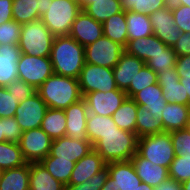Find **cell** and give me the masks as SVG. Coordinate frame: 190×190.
<instances>
[{
    "label": "cell",
    "mask_w": 190,
    "mask_h": 190,
    "mask_svg": "<svg viewBox=\"0 0 190 190\" xmlns=\"http://www.w3.org/2000/svg\"><path fill=\"white\" fill-rule=\"evenodd\" d=\"M50 59L54 74L78 79L85 64L84 47L69 35L56 36Z\"/></svg>",
    "instance_id": "6da1fadb"
},
{
    "label": "cell",
    "mask_w": 190,
    "mask_h": 190,
    "mask_svg": "<svg viewBox=\"0 0 190 190\" xmlns=\"http://www.w3.org/2000/svg\"><path fill=\"white\" fill-rule=\"evenodd\" d=\"M48 108L65 110L83 99L78 79L52 74L37 88Z\"/></svg>",
    "instance_id": "7a4b0ae2"
},
{
    "label": "cell",
    "mask_w": 190,
    "mask_h": 190,
    "mask_svg": "<svg viewBox=\"0 0 190 190\" xmlns=\"http://www.w3.org/2000/svg\"><path fill=\"white\" fill-rule=\"evenodd\" d=\"M138 137L118 128L100 135V140L93 146V149L106 162L127 161L137 153Z\"/></svg>",
    "instance_id": "3957f363"
},
{
    "label": "cell",
    "mask_w": 190,
    "mask_h": 190,
    "mask_svg": "<svg viewBox=\"0 0 190 190\" xmlns=\"http://www.w3.org/2000/svg\"><path fill=\"white\" fill-rule=\"evenodd\" d=\"M81 10L79 0H51L40 19L54 37L67 36Z\"/></svg>",
    "instance_id": "277c9868"
},
{
    "label": "cell",
    "mask_w": 190,
    "mask_h": 190,
    "mask_svg": "<svg viewBox=\"0 0 190 190\" xmlns=\"http://www.w3.org/2000/svg\"><path fill=\"white\" fill-rule=\"evenodd\" d=\"M54 36L41 19L22 24L18 46L29 56L50 57Z\"/></svg>",
    "instance_id": "5b68a950"
},
{
    "label": "cell",
    "mask_w": 190,
    "mask_h": 190,
    "mask_svg": "<svg viewBox=\"0 0 190 190\" xmlns=\"http://www.w3.org/2000/svg\"><path fill=\"white\" fill-rule=\"evenodd\" d=\"M137 153L152 163L168 169L176 156L170 132L145 135L138 138Z\"/></svg>",
    "instance_id": "8992f818"
},
{
    "label": "cell",
    "mask_w": 190,
    "mask_h": 190,
    "mask_svg": "<svg viewBox=\"0 0 190 190\" xmlns=\"http://www.w3.org/2000/svg\"><path fill=\"white\" fill-rule=\"evenodd\" d=\"M82 96L94 91L108 92L119 90L116 86L113 70L103 66L85 63L78 77Z\"/></svg>",
    "instance_id": "52a82bcc"
},
{
    "label": "cell",
    "mask_w": 190,
    "mask_h": 190,
    "mask_svg": "<svg viewBox=\"0 0 190 190\" xmlns=\"http://www.w3.org/2000/svg\"><path fill=\"white\" fill-rule=\"evenodd\" d=\"M124 51L122 45L103 35L84 47L85 63L113 69Z\"/></svg>",
    "instance_id": "ba28073f"
},
{
    "label": "cell",
    "mask_w": 190,
    "mask_h": 190,
    "mask_svg": "<svg viewBox=\"0 0 190 190\" xmlns=\"http://www.w3.org/2000/svg\"><path fill=\"white\" fill-rule=\"evenodd\" d=\"M17 70L18 79L36 89L54 73L50 57L29 56L24 53H21Z\"/></svg>",
    "instance_id": "9c48e42d"
},
{
    "label": "cell",
    "mask_w": 190,
    "mask_h": 190,
    "mask_svg": "<svg viewBox=\"0 0 190 190\" xmlns=\"http://www.w3.org/2000/svg\"><path fill=\"white\" fill-rule=\"evenodd\" d=\"M52 139L41 128L24 131L19 140V147L28 163L40 162L50 153Z\"/></svg>",
    "instance_id": "30bf717a"
},
{
    "label": "cell",
    "mask_w": 190,
    "mask_h": 190,
    "mask_svg": "<svg viewBox=\"0 0 190 190\" xmlns=\"http://www.w3.org/2000/svg\"><path fill=\"white\" fill-rule=\"evenodd\" d=\"M47 108L44 100L36 92L28 99L19 103L14 118L23 132L40 128Z\"/></svg>",
    "instance_id": "8fae6325"
},
{
    "label": "cell",
    "mask_w": 190,
    "mask_h": 190,
    "mask_svg": "<svg viewBox=\"0 0 190 190\" xmlns=\"http://www.w3.org/2000/svg\"><path fill=\"white\" fill-rule=\"evenodd\" d=\"M122 90H111L108 92L94 91L83 96L89 113L112 117L113 113L121 106L127 98Z\"/></svg>",
    "instance_id": "7c38bea8"
},
{
    "label": "cell",
    "mask_w": 190,
    "mask_h": 190,
    "mask_svg": "<svg viewBox=\"0 0 190 190\" xmlns=\"http://www.w3.org/2000/svg\"><path fill=\"white\" fill-rule=\"evenodd\" d=\"M153 34L167 46L172 47L182 33L172 16L171 3L149 15Z\"/></svg>",
    "instance_id": "4fadbf2b"
},
{
    "label": "cell",
    "mask_w": 190,
    "mask_h": 190,
    "mask_svg": "<svg viewBox=\"0 0 190 190\" xmlns=\"http://www.w3.org/2000/svg\"><path fill=\"white\" fill-rule=\"evenodd\" d=\"M91 150H93V145L88 139L77 140L63 136L52 140L49 155L77 162Z\"/></svg>",
    "instance_id": "5bb4252c"
},
{
    "label": "cell",
    "mask_w": 190,
    "mask_h": 190,
    "mask_svg": "<svg viewBox=\"0 0 190 190\" xmlns=\"http://www.w3.org/2000/svg\"><path fill=\"white\" fill-rule=\"evenodd\" d=\"M103 35V24L97 22L91 16L87 15L83 10H81L72 23L69 33V36L76 40L83 47L95 42Z\"/></svg>",
    "instance_id": "9a60e30c"
},
{
    "label": "cell",
    "mask_w": 190,
    "mask_h": 190,
    "mask_svg": "<svg viewBox=\"0 0 190 190\" xmlns=\"http://www.w3.org/2000/svg\"><path fill=\"white\" fill-rule=\"evenodd\" d=\"M144 65L145 62L143 60L124 51L118 63L112 69L117 88L126 92L130 84H134L137 73Z\"/></svg>",
    "instance_id": "2e32d148"
},
{
    "label": "cell",
    "mask_w": 190,
    "mask_h": 190,
    "mask_svg": "<svg viewBox=\"0 0 190 190\" xmlns=\"http://www.w3.org/2000/svg\"><path fill=\"white\" fill-rule=\"evenodd\" d=\"M66 132L65 136L73 139H87L86 122L88 117L87 104L84 99L71 104L65 110Z\"/></svg>",
    "instance_id": "e0dca14e"
},
{
    "label": "cell",
    "mask_w": 190,
    "mask_h": 190,
    "mask_svg": "<svg viewBox=\"0 0 190 190\" xmlns=\"http://www.w3.org/2000/svg\"><path fill=\"white\" fill-rule=\"evenodd\" d=\"M158 84L162 88L164 99L168 103L189 105L188 95H185L183 84L175 68L157 73Z\"/></svg>",
    "instance_id": "ac0fdd59"
},
{
    "label": "cell",
    "mask_w": 190,
    "mask_h": 190,
    "mask_svg": "<svg viewBox=\"0 0 190 190\" xmlns=\"http://www.w3.org/2000/svg\"><path fill=\"white\" fill-rule=\"evenodd\" d=\"M106 165L109 177L114 180V185L118 190H135L142 183L131 160L114 161L106 163Z\"/></svg>",
    "instance_id": "d6986e66"
},
{
    "label": "cell",
    "mask_w": 190,
    "mask_h": 190,
    "mask_svg": "<svg viewBox=\"0 0 190 190\" xmlns=\"http://www.w3.org/2000/svg\"><path fill=\"white\" fill-rule=\"evenodd\" d=\"M106 166V162L93 149L75 163L68 185H78L89 180Z\"/></svg>",
    "instance_id": "ffe728a7"
},
{
    "label": "cell",
    "mask_w": 190,
    "mask_h": 190,
    "mask_svg": "<svg viewBox=\"0 0 190 190\" xmlns=\"http://www.w3.org/2000/svg\"><path fill=\"white\" fill-rule=\"evenodd\" d=\"M131 161L136 174L142 182L151 187L155 188L169 178V170L167 167L156 165L150 160L141 157L138 153L131 158Z\"/></svg>",
    "instance_id": "44dd1931"
},
{
    "label": "cell",
    "mask_w": 190,
    "mask_h": 190,
    "mask_svg": "<svg viewBox=\"0 0 190 190\" xmlns=\"http://www.w3.org/2000/svg\"><path fill=\"white\" fill-rule=\"evenodd\" d=\"M21 56L18 44L0 45V86L6 87L18 79L17 64Z\"/></svg>",
    "instance_id": "7402d4cb"
},
{
    "label": "cell",
    "mask_w": 190,
    "mask_h": 190,
    "mask_svg": "<svg viewBox=\"0 0 190 190\" xmlns=\"http://www.w3.org/2000/svg\"><path fill=\"white\" fill-rule=\"evenodd\" d=\"M168 46L154 34L134 40H129L125 49L130 55L143 60L145 63L157 53L164 51Z\"/></svg>",
    "instance_id": "603a6c76"
},
{
    "label": "cell",
    "mask_w": 190,
    "mask_h": 190,
    "mask_svg": "<svg viewBox=\"0 0 190 190\" xmlns=\"http://www.w3.org/2000/svg\"><path fill=\"white\" fill-rule=\"evenodd\" d=\"M47 1L51 0H13V20L21 25L39 20L45 13Z\"/></svg>",
    "instance_id": "cb8c5ba5"
},
{
    "label": "cell",
    "mask_w": 190,
    "mask_h": 190,
    "mask_svg": "<svg viewBox=\"0 0 190 190\" xmlns=\"http://www.w3.org/2000/svg\"><path fill=\"white\" fill-rule=\"evenodd\" d=\"M132 99L134 102L148 109L151 114L157 116L161 120L163 108L167 105V101L163 97L162 88L158 83L150 85L143 90L137 92Z\"/></svg>",
    "instance_id": "d4e9b609"
},
{
    "label": "cell",
    "mask_w": 190,
    "mask_h": 190,
    "mask_svg": "<svg viewBox=\"0 0 190 190\" xmlns=\"http://www.w3.org/2000/svg\"><path fill=\"white\" fill-rule=\"evenodd\" d=\"M189 112V105L167 103L161 117L164 132L186 129L189 122Z\"/></svg>",
    "instance_id": "484cf974"
},
{
    "label": "cell",
    "mask_w": 190,
    "mask_h": 190,
    "mask_svg": "<svg viewBox=\"0 0 190 190\" xmlns=\"http://www.w3.org/2000/svg\"><path fill=\"white\" fill-rule=\"evenodd\" d=\"M29 190H66L40 162L30 163Z\"/></svg>",
    "instance_id": "4316f807"
},
{
    "label": "cell",
    "mask_w": 190,
    "mask_h": 190,
    "mask_svg": "<svg viewBox=\"0 0 190 190\" xmlns=\"http://www.w3.org/2000/svg\"><path fill=\"white\" fill-rule=\"evenodd\" d=\"M30 163L18 168L4 170L0 190H29Z\"/></svg>",
    "instance_id": "83f0119b"
},
{
    "label": "cell",
    "mask_w": 190,
    "mask_h": 190,
    "mask_svg": "<svg viewBox=\"0 0 190 190\" xmlns=\"http://www.w3.org/2000/svg\"><path fill=\"white\" fill-rule=\"evenodd\" d=\"M102 24L104 36L125 48L128 43L126 11L114 14Z\"/></svg>",
    "instance_id": "f1b7e54d"
},
{
    "label": "cell",
    "mask_w": 190,
    "mask_h": 190,
    "mask_svg": "<svg viewBox=\"0 0 190 190\" xmlns=\"http://www.w3.org/2000/svg\"><path fill=\"white\" fill-rule=\"evenodd\" d=\"M118 128L112 117L88 113L86 134L87 139L93 146L100 140V135H104L109 131H115Z\"/></svg>",
    "instance_id": "f546056e"
},
{
    "label": "cell",
    "mask_w": 190,
    "mask_h": 190,
    "mask_svg": "<svg viewBox=\"0 0 190 190\" xmlns=\"http://www.w3.org/2000/svg\"><path fill=\"white\" fill-rule=\"evenodd\" d=\"M82 10L100 23L123 11L120 0H91Z\"/></svg>",
    "instance_id": "4dcf8cb0"
},
{
    "label": "cell",
    "mask_w": 190,
    "mask_h": 190,
    "mask_svg": "<svg viewBox=\"0 0 190 190\" xmlns=\"http://www.w3.org/2000/svg\"><path fill=\"white\" fill-rule=\"evenodd\" d=\"M40 128L44 130L52 140L65 136V111L47 108Z\"/></svg>",
    "instance_id": "1f68e13d"
},
{
    "label": "cell",
    "mask_w": 190,
    "mask_h": 190,
    "mask_svg": "<svg viewBox=\"0 0 190 190\" xmlns=\"http://www.w3.org/2000/svg\"><path fill=\"white\" fill-rule=\"evenodd\" d=\"M128 41L153 34L149 15L126 11Z\"/></svg>",
    "instance_id": "d6a6232c"
},
{
    "label": "cell",
    "mask_w": 190,
    "mask_h": 190,
    "mask_svg": "<svg viewBox=\"0 0 190 190\" xmlns=\"http://www.w3.org/2000/svg\"><path fill=\"white\" fill-rule=\"evenodd\" d=\"M164 128L161 120L157 119V116L151 114V112L137 105L136 127L135 133L138 138L145 135H153L163 133Z\"/></svg>",
    "instance_id": "836d02e7"
},
{
    "label": "cell",
    "mask_w": 190,
    "mask_h": 190,
    "mask_svg": "<svg viewBox=\"0 0 190 190\" xmlns=\"http://www.w3.org/2000/svg\"><path fill=\"white\" fill-rule=\"evenodd\" d=\"M136 116L137 104L132 98L127 97L113 113L112 119L121 130L135 133Z\"/></svg>",
    "instance_id": "e575fe53"
},
{
    "label": "cell",
    "mask_w": 190,
    "mask_h": 190,
    "mask_svg": "<svg viewBox=\"0 0 190 190\" xmlns=\"http://www.w3.org/2000/svg\"><path fill=\"white\" fill-rule=\"evenodd\" d=\"M40 163L55 179L67 186L76 162L47 155Z\"/></svg>",
    "instance_id": "d590c367"
},
{
    "label": "cell",
    "mask_w": 190,
    "mask_h": 190,
    "mask_svg": "<svg viewBox=\"0 0 190 190\" xmlns=\"http://www.w3.org/2000/svg\"><path fill=\"white\" fill-rule=\"evenodd\" d=\"M28 162L25 160L18 143H0V169L2 171L21 167Z\"/></svg>",
    "instance_id": "8d00e7d4"
},
{
    "label": "cell",
    "mask_w": 190,
    "mask_h": 190,
    "mask_svg": "<svg viewBox=\"0 0 190 190\" xmlns=\"http://www.w3.org/2000/svg\"><path fill=\"white\" fill-rule=\"evenodd\" d=\"M123 11L150 15L170 4V0H120Z\"/></svg>",
    "instance_id": "74e56055"
},
{
    "label": "cell",
    "mask_w": 190,
    "mask_h": 190,
    "mask_svg": "<svg viewBox=\"0 0 190 190\" xmlns=\"http://www.w3.org/2000/svg\"><path fill=\"white\" fill-rule=\"evenodd\" d=\"M177 55L172 47H167L164 51L157 53L145 64L154 72H164L170 68H175Z\"/></svg>",
    "instance_id": "f35d334b"
},
{
    "label": "cell",
    "mask_w": 190,
    "mask_h": 190,
    "mask_svg": "<svg viewBox=\"0 0 190 190\" xmlns=\"http://www.w3.org/2000/svg\"><path fill=\"white\" fill-rule=\"evenodd\" d=\"M155 83H158L157 73L145 64L137 73L134 84H130L126 94L129 98H132L137 92Z\"/></svg>",
    "instance_id": "ab89813d"
},
{
    "label": "cell",
    "mask_w": 190,
    "mask_h": 190,
    "mask_svg": "<svg viewBox=\"0 0 190 190\" xmlns=\"http://www.w3.org/2000/svg\"><path fill=\"white\" fill-rule=\"evenodd\" d=\"M169 178L177 182H184L190 179V156L176 155L169 167Z\"/></svg>",
    "instance_id": "60d3db41"
},
{
    "label": "cell",
    "mask_w": 190,
    "mask_h": 190,
    "mask_svg": "<svg viewBox=\"0 0 190 190\" xmlns=\"http://www.w3.org/2000/svg\"><path fill=\"white\" fill-rule=\"evenodd\" d=\"M21 24L14 20L0 25V45H15L19 43Z\"/></svg>",
    "instance_id": "b9f144b4"
},
{
    "label": "cell",
    "mask_w": 190,
    "mask_h": 190,
    "mask_svg": "<svg viewBox=\"0 0 190 190\" xmlns=\"http://www.w3.org/2000/svg\"><path fill=\"white\" fill-rule=\"evenodd\" d=\"M170 136L176 155L184 156L187 153V156H190V130L188 128L173 130Z\"/></svg>",
    "instance_id": "7bdbcfd3"
},
{
    "label": "cell",
    "mask_w": 190,
    "mask_h": 190,
    "mask_svg": "<svg viewBox=\"0 0 190 190\" xmlns=\"http://www.w3.org/2000/svg\"><path fill=\"white\" fill-rule=\"evenodd\" d=\"M109 177L108 166L106 165L97 174H94L89 180L78 185H67L66 190H100Z\"/></svg>",
    "instance_id": "ee69618b"
},
{
    "label": "cell",
    "mask_w": 190,
    "mask_h": 190,
    "mask_svg": "<svg viewBox=\"0 0 190 190\" xmlns=\"http://www.w3.org/2000/svg\"><path fill=\"white\" fill-rule=\"evenodd\" d=\"M6 89L13 95L18 102H23L37 92V89L27 84L25 81L17 79L12 81L9 85L6 86Z\"/></svg>",
    "instance_id": "f6af8a7d"
},
{
    "label": "cell",
    "mask_w": 190,
    "mask_h": 190,
    "mask_svg": "<svg viewBox=\"0 0 190 190\" xmlns=\"http://www.w3.org/2000/svg\"><path fill=\"white\" fill-rule=\"evenodd\" d=\"M19 103L6 87L0 86V118L14 117Z\"/></svg>",
    "instance_id": "bcb514c9"
},
{
    "label": "cell",
    "mask_w": 190,
    "mask_h": 190,
    "mask_svg": "<svg viewBox=\"0 0 190 190\" xmlns=\"http://www.w3.org/2000/svg\"><path fill=\"white\" fill-rule=\"evenodd\" d=\"M171 10L178 29L182 33H190V7L181 4H171Z\"/></svg>",
    "instance_id": "7dc6e473"
},
{
    "label": "cell",
    "mask_w": 190,
    "mask_h": 190,
    "mask_svg": "<svg viewBox=\"0 0 190 190\" xmlns=\"http://www.w3.org/2000/svg\"><path fill=\"white\" fill-rule=\"evenodd\" d=\"M23 131L14 117L4 118V142L19 143Z\"/></svg>",
    "instance_id": "c3c4849f"
},
{
    "label": "cell",
    "mask_w": 190,
    "mask_h": 190,
    "mask_svg": "<svg viewBox=\"0 0 190 190\" xmlns=\"http://www.w3.org/2000/svg\"><path fill=\"white\" fill-rule=\"evenodd\" d=\"M172 48L177 56L190 55V33H181Z\"/></svg>",
    "instance_id": "681fc988"
},
{
    "label": "cell",
    "mask_w": 190,
    "mask_h": 190,
    "mask_svg": "<svg viewBox=\"0 0 190 190\" xmlns=\"http://www.w3.org/2000/svg\"><path fill=\"white\" fill-rule=\"evenodd\" d=\"M175 69L179 78H190V55L177 56Z\"/></svg>",
    "instance_id": "f907efd6"
},
{
    "label": "cell",
    "mask_w": 190,
    "mask_h": 190,
    "mask_svg": "<svg viewBox=\"0 0 190 190\" xmlns=\"http://www.w3.org/2000/svg\"><path fill=\"white\" fill-rule=\"evenodd\" d=\"M12 4L13 0H0V25L13 20Z\"/></svg>",
    "instance_id": "816d5d0a"
},
{
    "label": "cell",
    "mask_w": 190,
    "mask_h": 190,
    "mask_svg": "<svg viewBox=\"0 0 190 190\" xmlns=\"http://www.w3.org/2000/svg\"><path fill=\"white\" fill-rule=\"evenodd\" d=\"M154 190H182V184L172 178H168L159 186L155 187Z\"/></svg>",
    "instance_id": "f5cc1de1"
},
{
    "label": "cell",
    "mask_w": 190,
    "mask_h": 190,
    "mask_svg": "<svg viewBox=\"0 0 190 190\" xmlns=\"http://www.w3.org/2000/svg\"><path fill=\"white\" fill-rule=\"evenodd\" d=\"M180 82L184 86L185 95H188L189 106H190V78H180Z\"/></svg>",
    "instance_id": "db71d44e"
},
{
    "label": "cell",
    "mask_w": 190,
    "mask_h": 190,
    "mask_svg": "<svg viewBox=\"0 0 190 190\" xmlns=\"http://www.w3.org/2000/svg\"><path fill=\"white\" fill-rule=\"evenodd\" d=\"M100 190H118L114 185V180L111 177H108L105 184L102 186Z\"/></svg>",
    "instance_id": "11a10c76"
},
{
    "label": "cell",
    "mask_w": 190,
    "mask_h": 190,
    "mask_svg": "<svg viewBox=\"0 0 190 190\" xmlns=\"http://www.w3.org/2000/svg\"><path fill=\"white\" fill-rule=\"evenodd\" d=\"M4 142V118H0V143Z\"/></svg>",
    "instance_id": "9f6ffc18"
},
{
    "label": "cell",
    "mask_w": 190,
    "mask_h": 190,
    "mask_svg": "<svg viewBox=\"0 0 190 190\" xmlns=\"http://www.w3.org/2000/svg\"><path fill=\"white\" fill-rule=\"evenodd\" d=\"M171 4H181L190 7V0H170Z\"/></svg>",
    "instance_id": "6f0895ef"
},
{
    "label": "cell",
    "mask_w": 190,
    "mask_h": 190,
    "mask_svg": "<svg viewBox=\"0 0 190 190\" xmlns=\"http://www.w3.org/2000/svg\"><path fill=\"white\" fill-rule=\"evenodd\" d=\"M135 190H154V187L142 182Z\"/></svg>",
    "instance_id": "680465c9"
},
{
    "label": "cell",
    "mask_w": 190,
    "mask_h": 190,
    "mask_svg": "<svg viewBox=\"0 0 190 190\" xmlns=\"http://www.w3.org/2000/svg\"><path fill=\"white\" fill-rule=\"evenodd\" d=\"M181 184L182 190H190V179L182 182Z\"/></svg>",
    "instance_id": "91938a15"
},
{
    "label": "cell",
    "mask_w": 190,
    "mask_h": 190,
    "mask_svg": "<svg viewBox=\"0 0 190 190\" xmlns=\"http://www.w3.org/2000/svg\"><path fill=\"white\" fill-rule=\"evenodd\" d=\"M81 9H83L87 4L91 3V0H79Z\"/></svg>",
    "instance_id": "94428289"
},
{
    "label": "cell",
    "mask_w": 190,
    "mask_h": 190,
    "mask_svg": "<svg viewBox=\"0 0 190 190\" xmlns=\"http://www.w3.org/2000/svg\"><path fill=\"white\" fill-rule=\"evenodd\" d=\"M187 128L190 130V112H189V122H188V127Z\"/></svg>",
    "instance_id": "6125c7cd"
},
{
    "label": "cell",
    "mask_w": 190,
    "mask_h": 190,
    "mask_svg": "<svg viewBox=\"0 0 190 190\" xmlns=\"http://www.w3.org/2000/svg\"><path fill=\"white\" fill-rule=\"evenodd\" d=\"M2 173H3V171L0 169V180H1V177H2Z\"/></svg>",
    "instance_id": "be15d7a7"
}]
</instances>
